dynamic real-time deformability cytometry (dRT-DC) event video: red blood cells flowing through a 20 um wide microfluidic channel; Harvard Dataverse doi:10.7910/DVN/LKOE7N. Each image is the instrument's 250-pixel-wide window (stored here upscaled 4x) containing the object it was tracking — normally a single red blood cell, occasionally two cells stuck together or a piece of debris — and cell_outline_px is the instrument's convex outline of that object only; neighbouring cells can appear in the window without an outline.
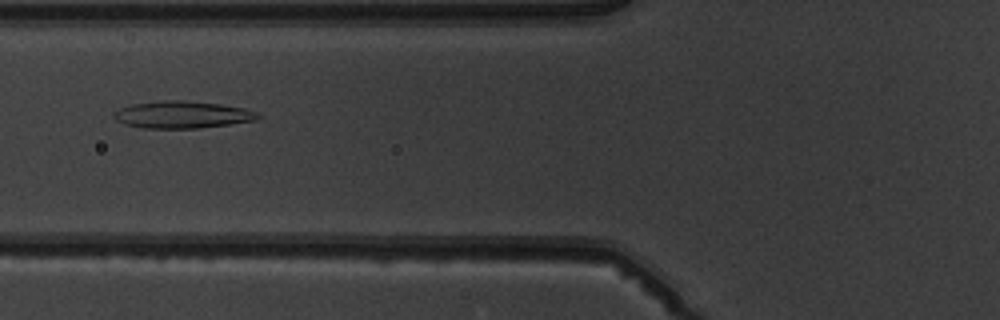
{"species": "common noctule bat (a hibernating species)", "species_latin": "Nyctalus noctula", "temperature_condition": "warm", "stored_images_in_passage": 6, "camera_frame_rate_fps": 3000, "um_per_image_px": 0.085, "animal": {"sex": "male", "body_mass_g": 19.5, "forearm_length_mm": 54.6}, "frame": {"image": 1, "passage_image": 5, "time_ms": 4.667, "image_size_px": [1000, 320], "cell_outline_px": [[260, 116], [256, 120], [200, 128], [144, 128], [124, 124], [116, 120], [112, 116], [120, 108], [128, 104], [164, 100], [180, 100], [220, 104], [244, 108], [256, 112]], "centroid_in_image_um": [15.45, 9.74], "position_along_channel_um": 110.3, "area_um2": 22.66}}
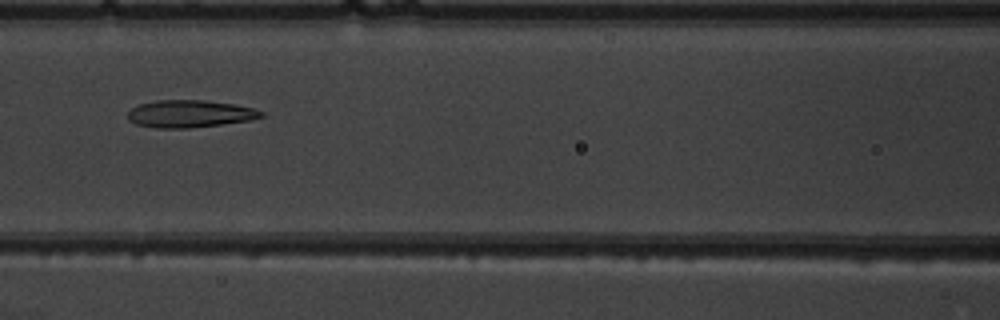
{"frame": {"image": 2, "passage_image": 6, "time_ms": 5.667, "image_size_px": [1000, 320], "cell_outline_px": [[264, 116], [252, 120], [188, 128], [156, 128], [136, 124], [128, 120], [128, 112], [132, 108], [140, 104], [156, 100], [204, 100], [232, 104], [256, 108], [264, 112]], "centroid_in_image_um": [16.15, 9.67], "position_along_channel_um": 150.5, "area_um2": 21.27}}